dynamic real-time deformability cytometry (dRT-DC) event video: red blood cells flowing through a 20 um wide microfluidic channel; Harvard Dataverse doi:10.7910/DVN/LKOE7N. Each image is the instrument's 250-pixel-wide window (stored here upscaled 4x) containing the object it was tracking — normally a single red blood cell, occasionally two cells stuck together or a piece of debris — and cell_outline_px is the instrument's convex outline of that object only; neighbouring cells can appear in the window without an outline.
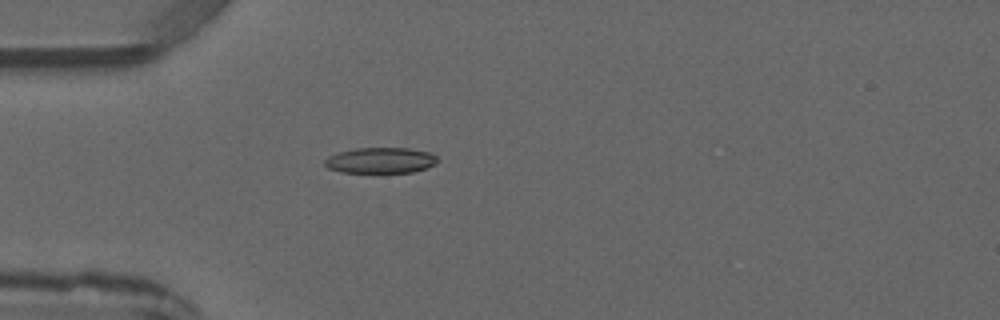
{"species": "common noctule bat (a hibernating species)", "species_latin": "Nyctalus noctula", "temperature_condition": "warm", "stored_images_in_passage": 4, "camera_frame_rate_fps": 3000, "um_per_image_px": 0.085, "animal": {"sex": "male", "forearm_length_mm": 52.5}, "frame": {"image": 1, "passage_image": 4, "time_ms": 4.0, "image_size_px": [1000, 320], "cell_outline_px": [[440, 160], [436, 164], [412, 172], [340, 172], [328, 168], [324, 164], [324, 160], [328, 156], [340, 152], [356, 148], [408, 148], [432, 152]], "centroid_in_image_um": [32.37, 13.62], "position_along_channel_um": 52.6, "area_um2": 16.94}}